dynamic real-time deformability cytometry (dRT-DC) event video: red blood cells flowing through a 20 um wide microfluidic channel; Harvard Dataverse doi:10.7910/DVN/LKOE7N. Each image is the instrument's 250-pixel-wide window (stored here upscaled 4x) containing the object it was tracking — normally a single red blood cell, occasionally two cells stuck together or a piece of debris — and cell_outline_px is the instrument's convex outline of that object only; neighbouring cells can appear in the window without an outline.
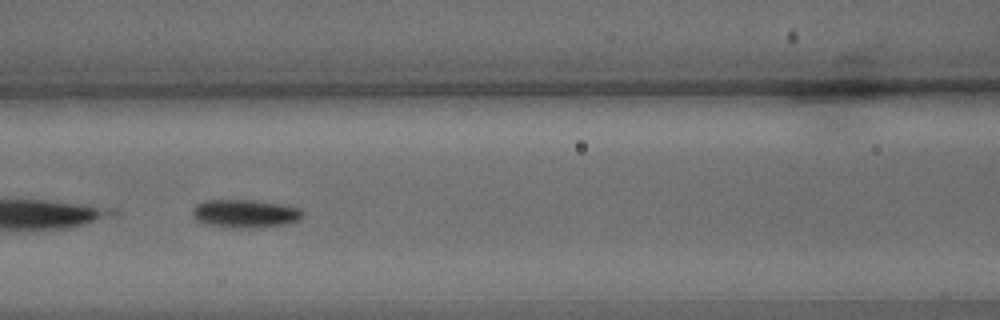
{"species": "common noctule bat (a hibernating species)", "species_latin": "Nyctalus noctula", "temperature_condition": "warm", "stored_images_in_passage": 42, "camera_frame_rate_fps": 3000, "um_per_image_px": 0.085, "animal": {"sex": "male", "body_mass_g": 15.6}, "frame": {"image": 1, "passage_image": 11, "time_ms": 3.333, "image_size_px": [1000, 320], "cell_outline_px": [[304, 212], [296, 220], [280, 224], [232, 228], [204, 224], [196, 220], [192, 216], [192, 208], [196, 204], [204, 200], [252, 200], [276, 204], [296, 208]], "centroid_in_image_um": [20.66, 18.14], "position_along_channel_um": 145.9, "area_um2": 17.46}}
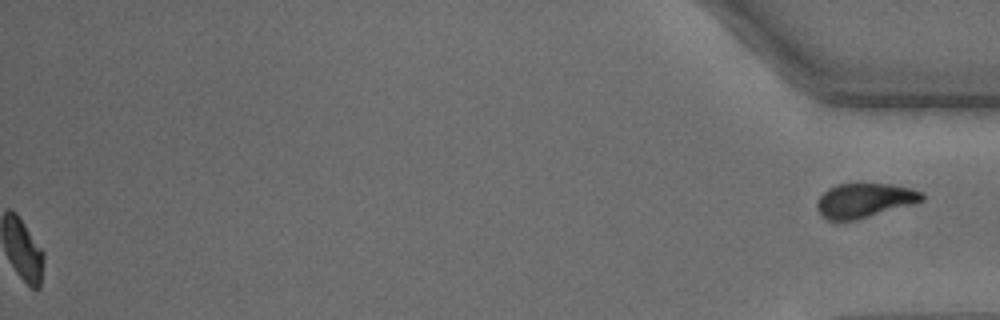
{"frame": {"image": 2, "passage_image": 42, "time_ms": 13.667, "image_size_px": [1000, 320], "cell_outline_px": [[924, 200], [856, 220], [828, 220], [816, 208], [816, 204], [820, 196], [828, 188], [836, 184], [892, 184], [912, 188], [920, 192], [924, 196]], "centroid_in_image_um": [73.46, 17.02], "position_along_channel_um": 361.7, "area_um2": 20.69}}